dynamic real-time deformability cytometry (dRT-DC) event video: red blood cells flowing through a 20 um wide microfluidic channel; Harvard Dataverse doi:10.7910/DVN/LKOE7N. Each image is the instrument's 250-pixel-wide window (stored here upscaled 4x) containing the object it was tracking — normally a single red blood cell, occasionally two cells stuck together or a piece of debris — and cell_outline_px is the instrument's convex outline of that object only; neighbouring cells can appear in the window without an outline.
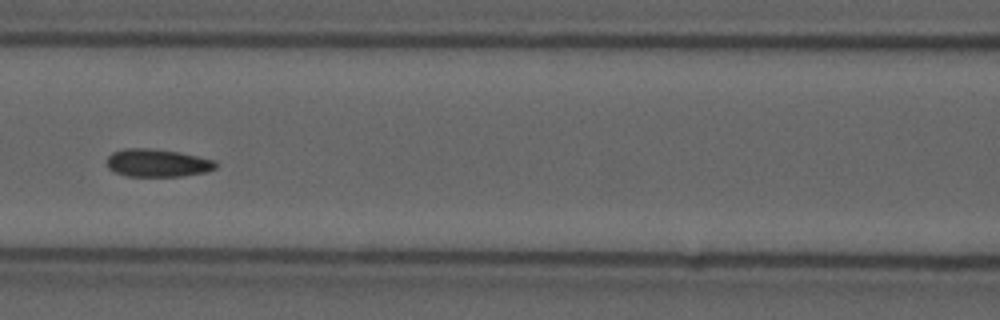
{"species": "common noctule bat (a hibernating species)", "species_latin": "Nyctalus noctula", "temperature_condition": "cold", "stored_images_in_passage": 14, "camera_frame_rate_fps": 3000, "um_per_image_px": 0.085, "animal": {"sex": "male", "forearm_length_mm": 52.5}, "frame": {"image": 1, "passage_image": 7, "time_ms": 2.0, "image_size_px": [1000, 320], "cell_outline_px": [[216, 168], [204, 172], [184, 176], [128, 176], [116, 172], [108, 168], [108, 156], [112, 152], [124, 148], [152, 148], [180, 152], [216, 160]], "centroid_in_image_um": [13.39, 13.84], "position_along_channel_um": 153.2, "area_um2": 17.69}}
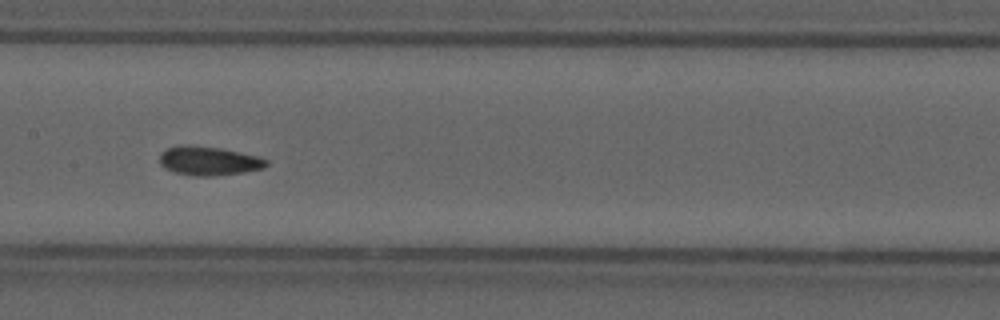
{"frame": {"image": 2, "passage_image": 8, "time_ms": 2.333, "image_size_px": [1000, 320], "cell_outline_px": [[268, 164], [264, 168], [244, 172], [212, 176], [192, 176], [176, 172], [164, 168], [160, 164], [160, 152], [168, 148], [188, 144], [220, 148], [240, 152], [256, 156], [268, 160]], "centroid_in_image_um": [17.74, 13.67], "position_along_channel_um": 189.7, "area_um2": 17.98}}
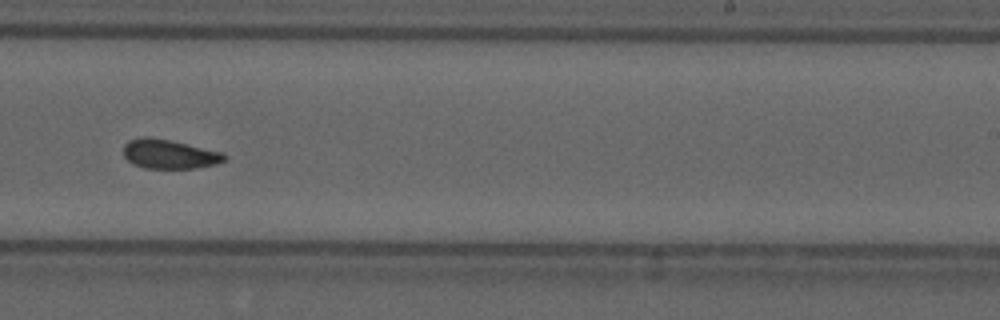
{"frame": {"image": 3, "passage_image": 10, "time_ms": 3.0, "image_size_px": [1000, 320], "cell_outline_px": [[228, 156], [224, 160], [216, 164], [196, 168], [144, 168], [132, 164], [124, 156], [124, 144], [128, 140], [140, 136], [148, 136], [172, 140], [224, 152]], "centroid_in_image_um": [14.39, 13.08], "position_along_channel_um": 274.6, "area_um2": 17.51}}